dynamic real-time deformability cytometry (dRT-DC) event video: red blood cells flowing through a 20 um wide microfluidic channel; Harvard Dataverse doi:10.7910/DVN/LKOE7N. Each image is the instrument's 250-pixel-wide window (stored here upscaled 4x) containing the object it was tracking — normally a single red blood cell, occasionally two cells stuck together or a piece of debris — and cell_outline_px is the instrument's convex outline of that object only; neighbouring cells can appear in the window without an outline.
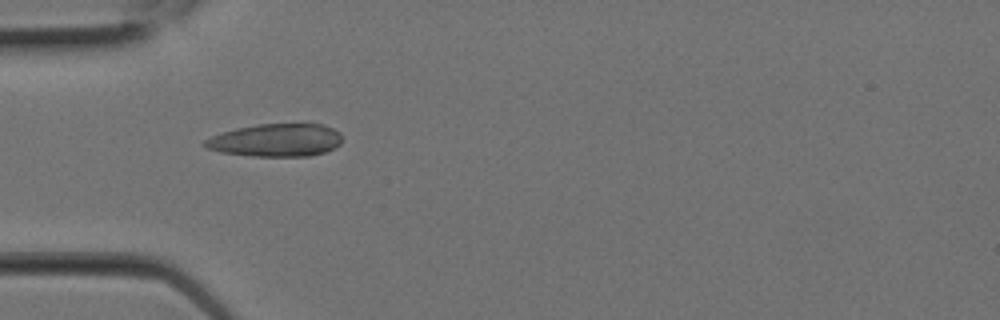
{"species": "Egyptian fruit bat (a non-hibernating species)", "species_latin": "Rousettus aegyptiacus", "temperature_condition": "room temperature", "stored_images_in_passage": 6, "camera_frame_rate_fps": 3000, "um_per_image_px": 0.085, "animal": {"sex": "female"}, "frame": {"image": 1, "passage_image": 5, "time_ms": 1.333, "image_size_px": [1000, 320], "cell_outline_px": [[340, 144], [336, 148], [324, 152], [308, 156], [252, 156], [220, 152], [208, 148], [200, 144], [204, 140], [212, 136], [236, 128], [260, 124], [312, 120], [324, 124], [340, 132]], "centroid_in_image_um": [23.52, 11.87], "position_along_channel_um": 61.5, "area_um2": 27.17}}